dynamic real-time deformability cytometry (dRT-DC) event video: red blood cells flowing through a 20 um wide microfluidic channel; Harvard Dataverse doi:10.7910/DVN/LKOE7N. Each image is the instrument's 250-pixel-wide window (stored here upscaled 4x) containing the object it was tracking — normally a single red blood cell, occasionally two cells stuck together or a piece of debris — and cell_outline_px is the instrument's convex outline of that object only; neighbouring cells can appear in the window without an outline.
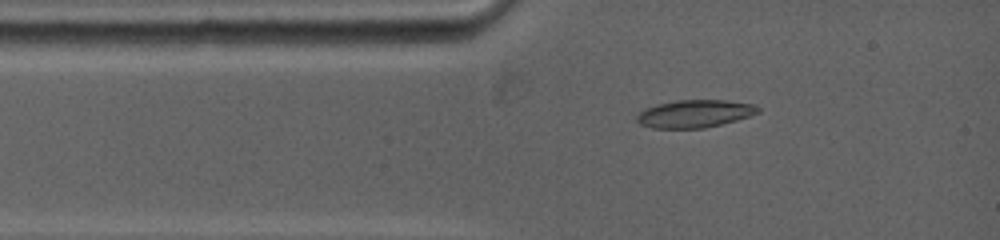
{"species": "common noctule bat (a hibernating species)", "species_latin": "Nyctalus noctula", "temperature_condition": "warm", "stored_images_in_passage": 23, "camera_frame_rate_fps": 5000, "um_per_image_px": 0.085, "animal": {"sex": "female", "body_mass_g": 19.0, "forearm_length_mm": 53.3}, "frame": {"image": 1, "passage_image": 5, "time_ms": 1.2, "image_size_px": [1000, 240], "cell_outline_px": [[760, 112], [736, 120], [704, 128], [652, 128], [640, 124], [636, 120], [636, 116], [644, 108], [656, 104], [676, 100], [728, 100], [756, 104], [760, 108]], "centroid_in_image_um": [59.04, 9.65], "position_along_channel_um": 26.0, "area_um2": 19.65}}
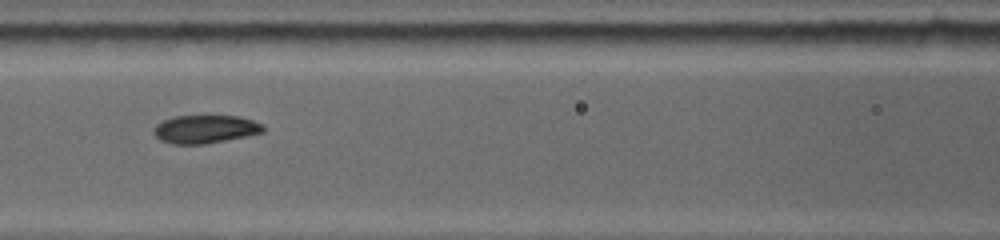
{"frame": {"image": 2, "passage_image": 15, "time_ms": 4.6, "image_size_px": [1000, 240], "cell_outline_px": [[264, 132], [204, 144], [172, 144], [160, 140], [152, 132], [152, 128], [156, 124], [172, 116], [240, 116], [264, 124]], "centroid_in_image_um": [17.41, 10.97], "position_along_channel_um": 149.2, "area_um2": 17.98}}
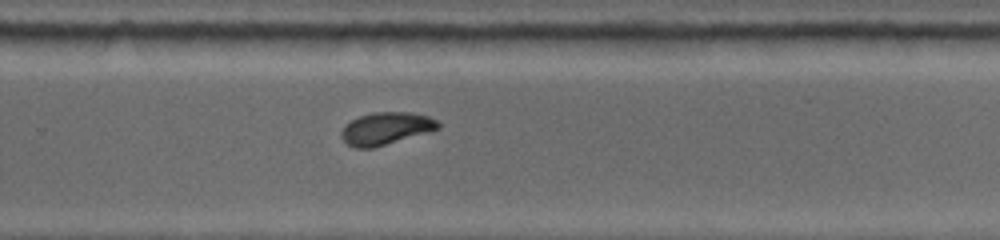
{"frame": {"image": 3, "passage_image": 23, "time_ms": 8.4, "image_size_px": [1000, 240], "cell_outline_px": [[440, 128], [432, 132], [372, 148], [356, 148], [348, 144], [340, 136], [340, 132], [352, 120], [360, 116], [372, 112], [408, 112], [428, 116], [436, 120], [440, 124]], "centroid_in_image_um": [32.85, 10.92], "position_along_channel_um": 297.0, "area_um2": 18.26}}